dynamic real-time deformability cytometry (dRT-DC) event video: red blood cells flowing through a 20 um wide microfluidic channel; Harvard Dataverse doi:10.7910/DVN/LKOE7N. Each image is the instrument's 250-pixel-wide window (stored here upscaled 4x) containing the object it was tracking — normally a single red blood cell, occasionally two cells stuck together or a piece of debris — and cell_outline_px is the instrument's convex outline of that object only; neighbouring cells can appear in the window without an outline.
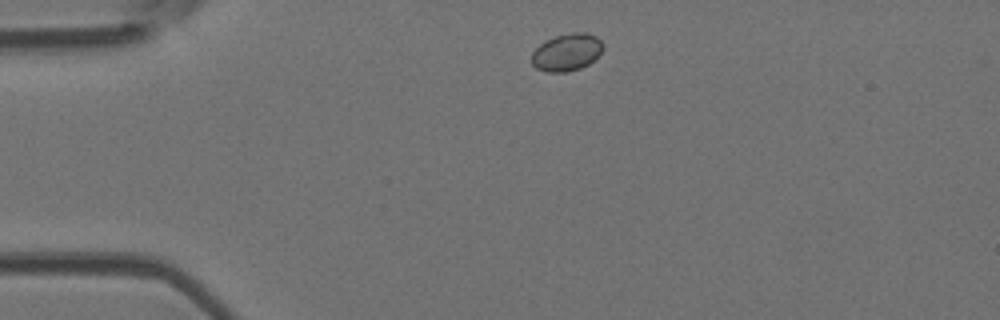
{"species": "Egyptian fruit bat (a non-hibernating species)", "species_latin": "Rousettus aegyptiacus", "temperature_condition": "room temperature", "stored_images_in_passage": 2, "camera_frame_rate_fps": 3000, "um_per_image_px": 0.085, "animal": {"sex": "female"}, "frame": {"image": 1, "passage_image": 1, "time_ms": 0.0, "image_size_px": [1000, 320], "cell_outline_px": [[604, 48], [588, 64], [580, 68], [568, 72], [548, 72], [536, 68], [532, 64], [532, 52], [544, 40], [556, 36], [572, 32], [584, 32], [596, 36], [604, 44]], "centroid_in_image_um": [48.16, 4.43], "position_along_channel_um": 36.8, "area_um2": 15.49}}